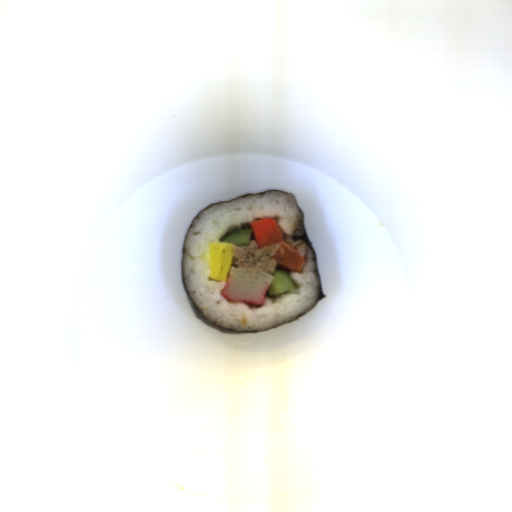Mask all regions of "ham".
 I'll return each mask as SVG.
<instances>
[{
  "instance_id": "1",
  "label": "ham",
  "mask_w": 512,
  "mask_h": 512,
  "mask_svg": "<svg viewBox=\"0 0 512 512\" xmlns=\"http://www.w3.org/2000/svg\"><path fill=\"white\" fill-rule=\"evenodd\" d=\"M280 247L279 243L259 248L255 241L244 247L232 245L231 267L253 268L272 273L278 263L273 257Z\"/></svg>"
}]
</instances>
